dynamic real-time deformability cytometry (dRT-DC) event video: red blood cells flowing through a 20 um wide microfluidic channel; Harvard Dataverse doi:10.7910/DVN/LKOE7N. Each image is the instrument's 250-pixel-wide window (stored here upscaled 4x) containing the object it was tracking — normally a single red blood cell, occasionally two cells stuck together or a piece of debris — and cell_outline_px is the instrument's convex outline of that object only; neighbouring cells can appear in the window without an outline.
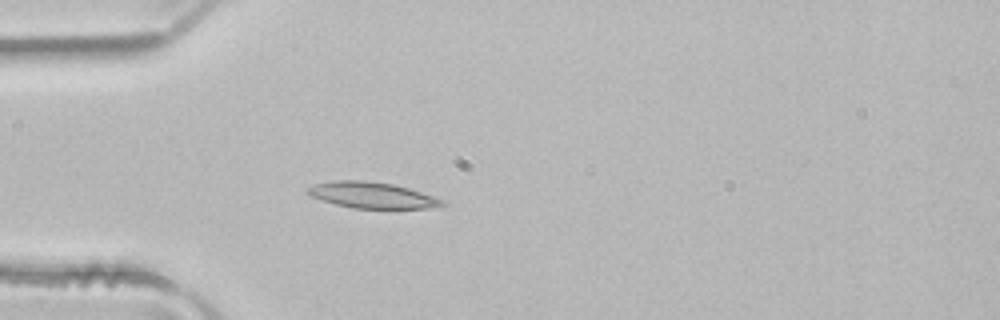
{"species": "common noctule bat (a hibernating species)", "species_latin": "Nyctalus noctula", "temperature_condition": "room temperature", "stored_images_in_passage": 50, "camera_frame_rate_fps": 3000, "um_per_image_px": 0.085, "animal": {"sex": "male", "body_mass_g": 21.5, "forearm_length_mm": 52.0}, "frame": {"image": 1, "passage_image": 14, "time_ms": 4.333, "image_size_px": [1000, 320], "cell_outline_px": [[448, 204], [440, 208], [352, 208], [336, 204], [312, 196], [304, 192], [308, 188], [316, 184], [332, 180], [364, 180], [392, 184], [408, 188], [448, 200]], "centroid_in_image_um": [31.73, 16.59], "position_along_channel_um": 53.3, "area_um2": 20.58}}
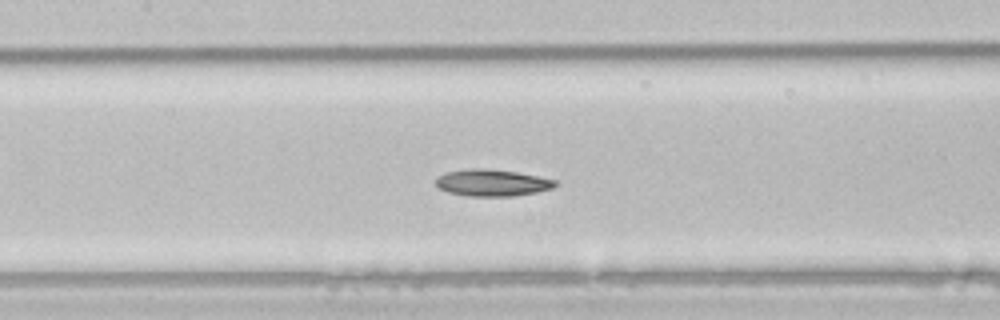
{"frame": {"image": 2, "passage_image": 23, "time_ms": 7.333, "image_size_px": [1000, 320], "cell_outline_px": [[560, 184], [552, 188], [536, 192], [512, 196], [468, 196], [448, 192], [440, 188], [436, 184], [436, 176], [444, 172], [468, 168], [484, 168], [516, 172], [560, 180]], "centroid_in_image_um": [41.85, 15.52], "position_along_channel_um": 165.5, "area_um2": 18.84}}
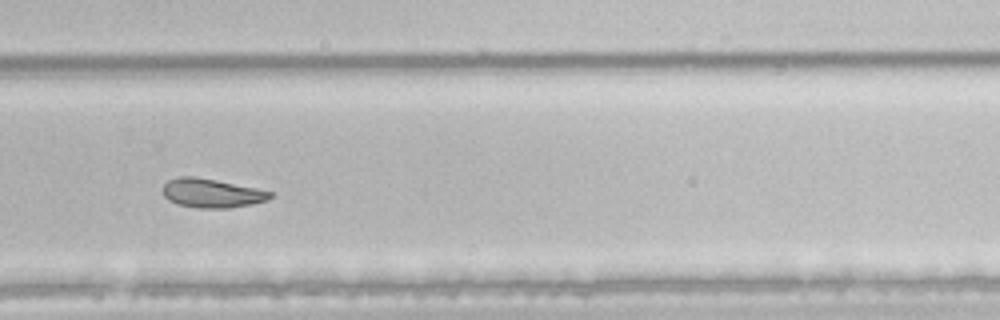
{"frame": {"image": 3, "passage_image": 34, "time_ms": 11.0, "image_size_px": [1000, 320], "cell_outline_px": [[276, 196], [268, 200], [252, 204], [228, 208], [200, 208], [176, 204], [168, 200], [164, 196], [164, 184], [168, 180], [180, 176], [192, 176], [216, 180], [256, 188], [272, 192]], "centroid_in_image_um": [18.02, 16.42], "position_along_channel_um": 311.8, "area_um2": 18.15}}